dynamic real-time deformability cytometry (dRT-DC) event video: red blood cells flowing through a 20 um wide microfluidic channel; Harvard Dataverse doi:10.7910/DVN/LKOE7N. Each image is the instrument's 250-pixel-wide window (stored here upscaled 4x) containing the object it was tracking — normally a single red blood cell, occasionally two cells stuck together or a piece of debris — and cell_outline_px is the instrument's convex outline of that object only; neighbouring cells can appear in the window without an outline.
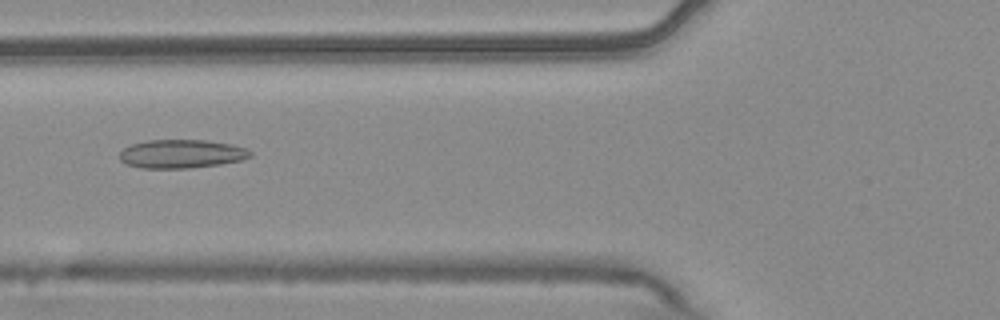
{"species": "common noctule bat (a hibernating species)", "species_latin": "Nyctalus noctula", "temperature_condition": "warm", "stored_images_in_passage": 9, "camera_frame_rate_fps": 3000, "um_per_image_px": 0.085, "animal": {"sex": "male", "body_mass_g": 20.4}, "frame": {"image": 1, "passage_image": 6, "time_ms": 1.667, "image_size_px": [1000, 320], "cell_outline_px": [[252, 156], [240, 160], [220, 164], [192, 168], [140, 168], [124, 164], [120, 160], [120, 152], [124, 148], [132, 144], [148, 140], [204, 140], [232, 144], [244, 148], [252, 152]], "centroid_in_image_um": [15.4, 13.08], "position_along_channel_um": 110.4, "area_um2": 21.79}}
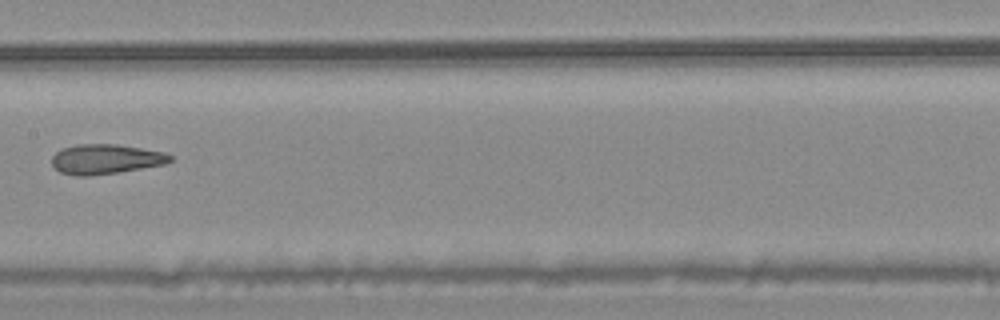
{"frame": {"image": 2, "passage_image": 8, "time_ms": 2.333, "image_size_px": [1000, 320], "cell_outline_px": [[172, 160], [164, 164], [120, 172], [88, 176], [76, 176], [60, 172], [52, 164], [52, 156], [56, 152], [64, 148], [76, 144], [116, 144], [164, 152], [172, 156]], "centroid_in_image_um": [8.97, 13.53], "position_along_channel_um": 198.4, "area_um2": 20.46}}
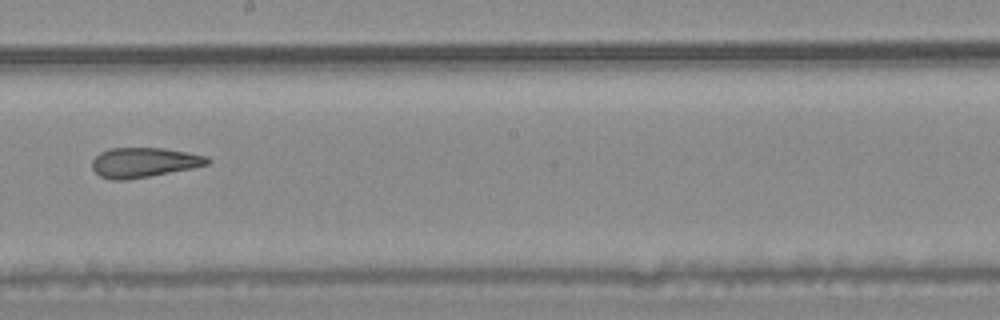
{"frame": {"image": 3, "passage_image": 9, "time_ms": 2.667, "image_size_px": [1000, 320], "cell_outline_px": [[212, 160], [208, 164], [192, 168], [128, 180], [112, 180], [100, 176], [92, 168], [92, 160], [100, 152], [108, 148], [164, 148], [208, 156]], "centroid_in_image_um": [12.23, 13.8], "position_along_channel_um": 236.0, "area_um2": 20.06}}